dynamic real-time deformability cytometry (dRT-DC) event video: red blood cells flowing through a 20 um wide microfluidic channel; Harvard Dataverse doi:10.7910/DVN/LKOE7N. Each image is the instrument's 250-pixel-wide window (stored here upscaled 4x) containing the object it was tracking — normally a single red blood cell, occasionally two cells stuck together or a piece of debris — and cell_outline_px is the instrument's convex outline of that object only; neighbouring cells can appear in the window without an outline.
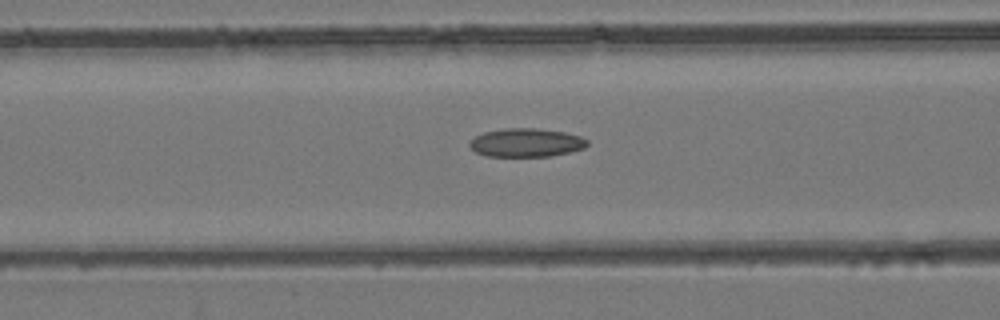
{"species": "common noctule bat (a hibernating species)", "species_latin": "Nyctalus noctula", "temperature_condition": "room temperature", "stored_images_in_passage": 33, "camera_frame_rate_fps": 3000, "um_per_image_px": 0.085, "animal": {"sex": "female", "body_mass_g": 24.6, "forearm_length_mm": 56.2}, "frame": {"image": 1, "passage_image": 5, "time_ms": 1.333, "image_size_px": [1000, 320], "cell_outline_px": [[588, 144], [584, 148], [552, 156], [488, 156], [476, 152], [468, 144], [476, 136], [484, 132], [504, 128], [536, 128], [564, 132], [580, 136], [588, 140]], "centroid_in_image_um": [44.74, 12.12], "position_along_channel_um": 121.9, "area_um2": 19.42}}
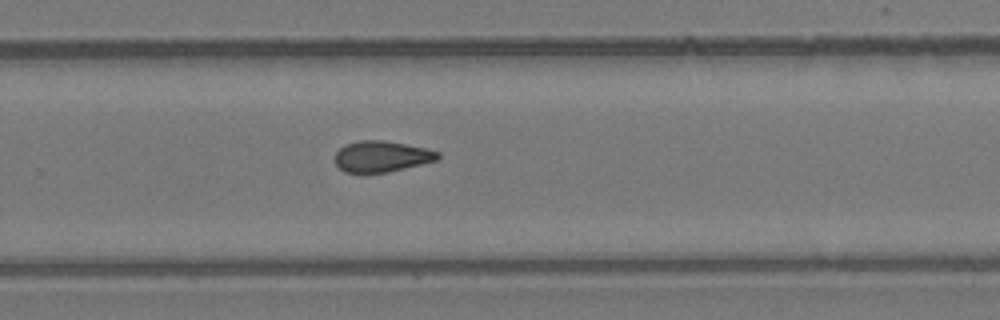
{"frame": {"image": 2, "passage_image": 17, "time_ms": 5.333, "image_size_px": [1000, 320], "cell_outline_px": [[440, 156], [436, 160], [388, 172], [344, 172], [336, 164], [336, 152], [344, 144], [360, 140], [384, 140], [428, 148], [440, 152]], "centroid_in_image_um": [32.44, 13.28], "position_along_channel_um": 297.4, "area_um2": 18.5}}
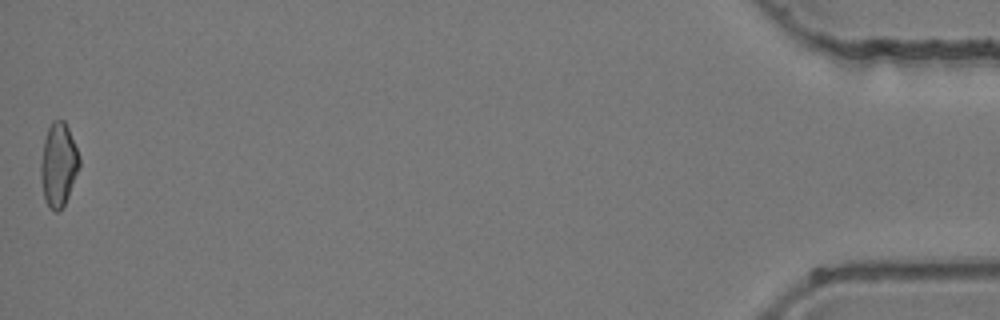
{"frame": {"image": 3, "passage_image": 33, "time_ms": 10.667, "image_size_px": [1000, 320], "cell_outline_px": [[80, 164], [68, 196], [60, 212], [56, 212], [48, 208], [44, 200], [40, 176], [40, 164], [44, 140], [48, 128], [52, 120], [64, 120], [68, 128], [80, 156]], "centroid_in_image_um": [4.95, 14.02], "position_along_channel_um": 430.2, "area_um2": 18.84}}